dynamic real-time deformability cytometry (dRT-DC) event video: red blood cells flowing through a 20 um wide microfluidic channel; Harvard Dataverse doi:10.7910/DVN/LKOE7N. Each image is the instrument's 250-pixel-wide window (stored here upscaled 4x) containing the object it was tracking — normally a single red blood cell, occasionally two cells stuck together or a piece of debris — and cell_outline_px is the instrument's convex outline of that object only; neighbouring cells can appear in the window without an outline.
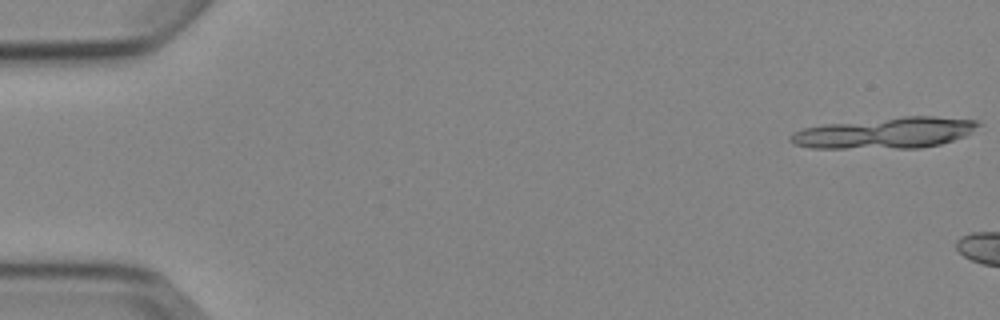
{"species": "Egyptian fruit bat (a non-hibernating species)", "species_latin": "Rousettus aegyptiacus", "temperature_condition": "cold", "stored_images_in_passage": 3, "camera_frame_rate_fps": 3000, "um_per_image_px": 0.085, "animal": {"sex": "female"}, "frame": {"image": 1, "passage_image": 1, "time_ms": 0.0, "image_size_px": [1000, 320], "cell_outline_px": [[984, 124], [964, 136], [940, 144], [920, 148], [808, 148], [792, 144], [788, 140], [788, 136], [792, 132], [804, 128], [824, 124], [904, 116], [936, 116], [980, 120]], "centroid_in_image_um": [75.25, 11.29], "position_along_channel_um": 9.8, "area_um2": 34.33}}